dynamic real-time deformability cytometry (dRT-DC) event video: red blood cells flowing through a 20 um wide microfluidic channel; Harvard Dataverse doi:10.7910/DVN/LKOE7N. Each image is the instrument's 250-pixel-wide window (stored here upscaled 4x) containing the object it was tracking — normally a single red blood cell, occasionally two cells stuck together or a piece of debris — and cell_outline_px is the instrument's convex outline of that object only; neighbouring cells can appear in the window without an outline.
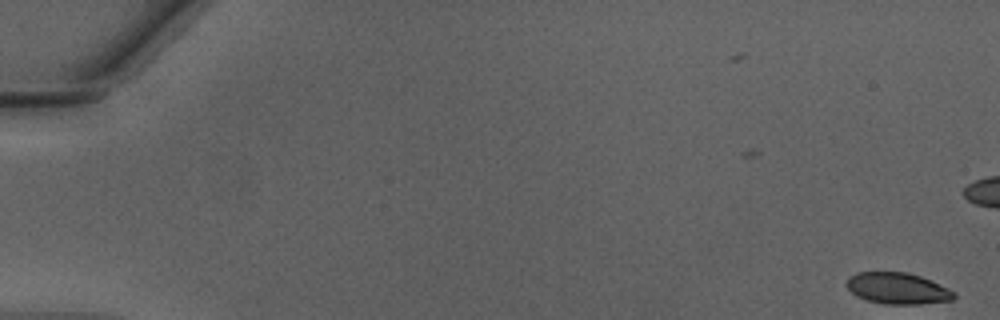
{"species": "Egyptian fruit bat (a non-hibernating species)", "species_latin": "Rousettus aegyptiacus", "temperature_condition": "warm", "stored_images_in_passage": 2, "camera_frame_rate_fps": 3000, "um_per_image_px": 0.085, "animal": {"sex": "male"}, "frame": {"image": 1, "passage_image": 2, "time_ms": 0.333, "image_size_px": [1000, 320], "cell_outline_px": [[956, 296], [952, 300], [920, 304], [884, 304], [868, 300], [856, 296], [844, 284], [848, 276], [856, 272], [904, 272], [920, 276], [940, 284], [956, 292]], "centroid_in_image_um": [76.27, 24.51], "position_along_channel_um": 8.7, "area_um2": 19.71}}